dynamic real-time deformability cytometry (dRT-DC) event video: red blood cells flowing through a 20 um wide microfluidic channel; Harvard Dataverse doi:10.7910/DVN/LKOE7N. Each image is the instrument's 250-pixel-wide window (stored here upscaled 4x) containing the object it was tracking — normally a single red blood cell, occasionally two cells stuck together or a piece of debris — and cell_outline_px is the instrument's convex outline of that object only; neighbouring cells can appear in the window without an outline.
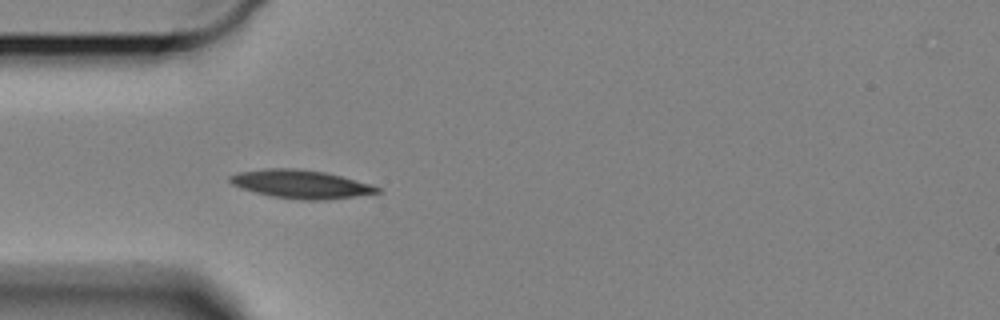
{"species": "Egyptian fruit bat (a non-hibernating species)", "species_latin": "Rousettus aegyptiacus", "temperature_condition": "cold", "stored_images_in_passage": 44, "camera_frame_rate_fps": 3000, "um_per_image_px": 0.085, "animal": {"sex": "female"}, "frame": {"image": 1, "passage_image": 1, "time_ms": 0.0, "image_size_px": [1000, 320], "cell_outline_px": [[380, 192], [324, 200], [300, 200], [272, 196], [240, 188], [232, 184], [228, 180], [228, 176], [236, 172], [268, 168], [292, 168], [324, 172], [340, 176], [368, 184], [380, 188]], "centroid_in_image_um": [25.47, 15.65], "position_along_channel_um": 59.5, "area_um2": 23.99}}
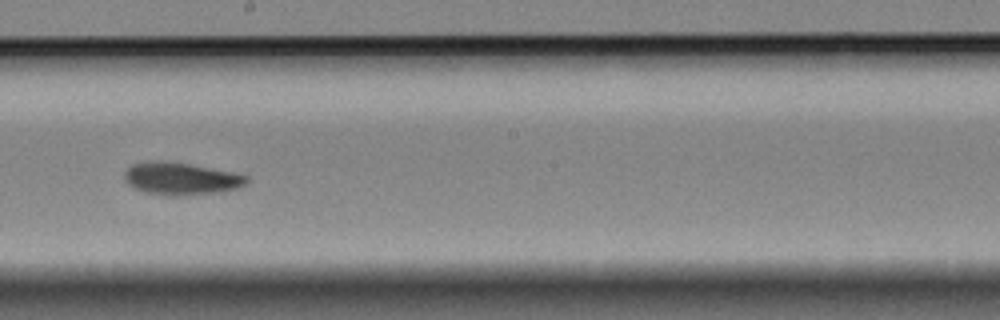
{"frame": {"image": 2, "passage_image": 17, "time_ms": 5.333, "image_size_px": [1000, 320], "cell_outline_px": [[248, 180], [240, 188], [220, 192], [176, 196], [168, 196], [144, 192], [128, 184], [124, 180], [124, 172], [132, 164], [148, 160], [164, 160], [188, 164], [248, 176]], "centroid_in_image_um": [15.32, 15.19], "position_along_channel_um": 232.9, "area_um2": 23.0}}
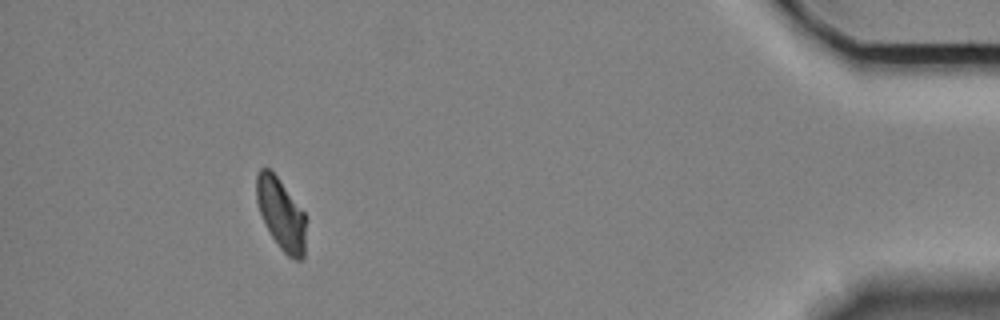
{"frame": {"image": 3, "passage_image": 39, "time_ms": 12.667, "image_size_px": [1000, 320], "cell_outline_px": [[304, 256], [300, 260], [296, 260], [288, 256], [280, 248], [272, 236], [260, 212], [256, 200], [256, 176], [260, 168], [268, 168], [280, 180], [304, 212]], "centroid_in_image_um": [23.87, 18.17], "position_along_channel_um": 411.3, "area_um2": 20.06}, "authors_computed_cell_mechanics": {"area_um2": 22.2819, "velocity_mm_per_s": 3.2737, "shape_relaxation_time_tau1_ms": 4.3966, "shape_relaxation_time_tau2_ms": null, "deformation_change_tau1": 0.1321, "deformation_change_tau2": null}}